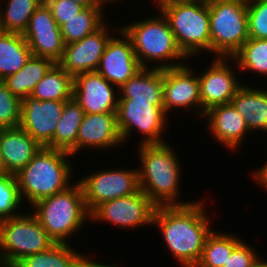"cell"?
Instances as JSON below:
<instances>
[{
    "label": "cell",
    "mask_w": 267,
    "mask_h": 267,
    "mask_svg": "<svg viewBox=\"0 0 267 267\" xmlns=\"http://www.w3.org/2000/svg\"><path fill=\"white\" fill-rule=\"evenodd\" d=\"M205 205V206H204ZM204 199L186 205L157 206L153 224L160 229L170 254L182 267H195L212 232Z\"/></svg>",
    "instance_id": "obj_1"
},
{
    "label": "cell",
    "mask_w": 267,
    "mask_h": 267,
    "mask_svg": "<svg viewBox=\"0 0 267 267\" xmlns=\"http://www.w3.org/2000/svg\"><path fill=\"white\" fill-rule=\"evenodd\" d=\"M137 147L139 188L156 206L186 205L194 201L179 199L182 163L168 142L137 144Z\"/></svg>",
    "instance_id": "obj_2"
},
{
    "label": "cell",
    "mask_w": 267,
    "mask_h": 267,
    "mask_svg": "<svg viewBox=\"0 0 267 267\" xmlns=\"http://www.w3.org/2000/svg\"><path fill=\"white\" fill-rule=\"evenodd\" d=\"M157 13L160 16L130 22L120 29L130 39L142 68L163 70L185 65L182 60L187 57L179 49L167 19L161 12Z\"/></svg>",
    "instance_id": "obj_3"
},
{
    "label": "cell",
    "mask_w": 267,
    "mask_h": 267,
    "mask_svg": "<svg viewBox=\"0 0 267 267\" xmlns=\"http://www.w3.org/2000/svg\"><path fill=\"white\" fill-rule=\"evenodd\" d=\"M69 157L72 155L68 152L41 147L32 160L16 174L22 202L32 206L37 201L70 187L74 168L67 160Z\"/></svg>",
    "instance_id": "obj_4"
},
{
    "label": "cell",
    "mask_w": 267,
    "mask_h": 267,
    "mask_svg": "<svg viewBox=\"0 0 267 267\" xmlns=\"http://www.w3.org/2000/svg\"><path fill=\"white\" fill-rule=\"evenodd\" d=\"M74 182L66 190L31 206L34 209L32 213L55 243H69L70 236L75 235L90 220L81 186L77 181Z\"/></svg>",
    "instance_id": "obj_5"
},
{
    "label": "cell",
    "mask_w": 267,
    "mask_h": 267,
    "mask_svg": "<svg viewBox=\"0 0 267 267\" xmlns=\"http://www.w3.org/2000/svg\"><path fill=\"white\" fill-rule=\"evenodd\" d=\"M157 9L167 19L179 49L188 60L201 56V52L203 55V51L211 55L208 4L162 0Z\"/></svg>",
    "instance_id": "obj_6"
},
{
    "label": "cell",
    "mask_w": 267,
    "mask_h": 267,
    "mask_svg": "<svg viewBox=\"0 0 267 267\" xmlns=\"http://www.w3.org/2000/svg\"><path fill=\"white\" fill-rule=\"evenodd\" d=\"M26 213L0 220V267H14L24 257L55 243L36 216Z\"/></svg>",
    "instance_id": "obj_7"
},
{
    "label": "cell",
    "mask_w": 267,
    "mask_h": 267,
    "mask_svg": "<svg viewBox=\"0 0 267 267\" xmlns=\"http://www.w3.org/2000/svg\"><path fill=\"white\" fill-rule=\"evenodd\" d=\"M208 9L211 54L232 58L249 38L247 0H212Z\"/></svg>",
    "instance_id": "obj_8"
},
{
    "label": "cell",
    "mask_w": 267,
    "mask_h": 267,
    "mask_svg": "<svg viewBox=\"0 0 267 267\" xmlns=\"http://www.w3.org/2000/svg\"><path fill=\"white\" fill-rule=\"evenodd\" d=\"M167 116L163 101H133V98H119L116 119L123 143L128 142L133 131L141 133L139 145L167 143L162 138L167 127ZM132 132V133H131Z\"/></svg>",
    "instance_id": "obj_9"
},
{
    "label": "cell",
    "mask_w": 267,
    "mask_h": 267,
    "mask_svg": "<svg viewBox=\"0 0 267 267\" xmlns=\"http://www.w3.org/2000/svg\"><path fill=\"white\" fill-rule=\"evenodd\" d=\"M92 173L77 179L89 213L103 202L131 195L140 189L138 168L102 169Z\"/></svg>",
    "instance_id": "obj_10"
},
{
    "label": "cell",
    "mask_w": 267,
    "mask_h": 267,
    "mask_svg": "<svg viewBox=\"0 0 267 267\" xmlns=\"http://www.w3.org/2000/svg\"><path fill=\"white\" fill-rule=\"evenodd\" d=\"M157 206L139 189L136 193L109 200L90 213V221H103L129 230L144 225L153 226Z\"/></svg>",
    "instance_id": "obj_11"
},
{
    "label": "cell",
    "mask_w": 267,
    "mask_h": 267,
    "mask_svg": "<svg viewBox=\"0 0 267 267\" xmlns=\"http://www.w3.org/2000/svg\"><path fill=\"white\" fill-rule=\"evenodd\" d=\"M211 61L212 63L207 70L205 69L201 74L197 73L201 100V118L211 107L231 103L235 93L244 84L236 76L240 72L235 73V71L239 70H233L234 68H232L237 66L233 58L215 57ZM228 62H234V65L230 66Z\"/></svg>",
    "instance_id": "obj_12"
},
{
    "label": "cell",
    "mask_w": 267,
    "mask_h": 267,
    "mask_svg": "<svg viewBox=\"0 0 267 267\" xmlns=\"http://www.w3.org/2000/svg\"><path fill=\"white\" fill-rule=\"evenodd\" d=\"M190 64L163 69V107L168 116L173 109L184 108L201 117L198 75ZM195 73V74H194Z\"/></svg>",
    "instance_id": "obj_13"
},
{
    "label": "cell",
    "mask_w": 267,
    "mask_h": 267,
    "mask_svg": "<svg viewBox=\"0 0 267 267\" xmlns=\"http://www.w3.org/2000/svg\"><path fill=\"white\" fill-rule=\"evenodd\" d=\"M104 23L98 30L80 41L66 44L58 64L73 78L81 73L96 71L109 40L114 36Z\"/></svg>",
    "instance_id": "obj_14"
},
{
    "label": "cell",
    "mask_w": 267,
    "mask_h": 267,
    "mask_svg": "<svg viewBox=\"0 0 267 267\" xmlns=\"http://www.w3.org/2000/svg\"><path fill=\"white\" fill-rule=\"evenodd\" d=\"M65 101L44 100L29 95L21 100L20 127L41 147L53 140Z\"/></svg>",
    "instance_id": "obj_15"
},
{
    "label": "cell",
    "mask_w": 267,
    "mask_h": 267,
    "mask_svg": "<svg viewBox=\"0 0 267 267\" xmlns=\"http://www.w3.org/2000/svg\"><path fill=\"white\" fill-rule=\"evenodd\" d=\"M23 37L30 47L32 55L49 58L54 63L61 60L65 44L60 27L45 3L33 12Z\"/></svg>",
    "instance_id": "obj_16"
},
{
    "label": "cell",
    "mask_w": 267,
    "mask_h": 267,
    "mask_svg": "<svg viewBox=\"0 0 267 267\" xmlns=\"http://www.w3.org/2000/svg\"><path fill=\"white\" fill-rule=\"evenodd\" d=\"M117 28H114V32L119 36L115 34L109 40L96 71L119 89L142 67L130 39L120 29V25Z\"/></svg>",
    "instance_id": "obj_17"
},
{
    "label": "cell",
    "mask_w": 267,
    "mask_h": 267,
    "mask_svg": "<svg viewBox=\"0 0 267 267\" xmlns=\"http://www.w3.org/2000/svg\"><path fill=\"white\" fill-rule=\"evenodd\" d=\"M117 93L119 89L97 71L81 73L73 78V97L84 113L116 112Z\"/></svg>",
    "instance_id": "obj_18"
},
{
    "label": "cell",
    "mask_w": 267,
    "mask_h": 267,
    "mask_svg": "<svg viewBox=\"0 0 267 267\" xmlns=\"http://www.w3.org/2000/svg\"><path fill=\"white\" fill-rule=\"evenodd\" d=\"M121 143L116 112L84 114L77 133V153L86 148L111 150Z\"/></svg>",
    "instance_id": "obj_19"
},
{
    "label": "cell",
    "mask_w": 267,
    "mask_h": 267,
    "mask_svg": "<svg viewBox=\"0 0 267 267\" xmlns=\"http://www.w3.org/2000/svg\"><path fill=\"white\" fill-rule=\"evenodd\" d=\"M212 136L229 150L236 151L249 135L244 118L229 104L216 105L208 109L203 117Z\"/></svg>",
    "instance_id": "obj_20"
},
{
    "label": "cell",
    "mask_w": 267,
    "mask_h": 267,
    "mask_svg": "<svg viewBox=\"0 0 267 267\" xmlns=\"http://www.w3.org/2000/svg\"><path fill=\"white\" fill-rule=\"evenodd\" d=\"M41 149L20 126L0 129V162L3 174H17Z\"/></svg>",
    "instance_id": "obj_21"
},
{
    "label": "cell",
    "mask_w": 267,
    "mask_h": 267,
    "mask_svg": "<svg viewBox=\"0 0 267 267\" xmlns=\"http://www.w3.org/2000/svg\"><path fill=\"white\" fill-rule=\"evenodd\" d=\"M70 245L54 243L47 250L24 257L14 267H118L91 260Z\"/></svg>",
    "instance_id": "obj_22"
},
{
    "label": "cell",
    "mask_w": 267,
    "mask_h": 267,
    "mask_svg": "<svg viewBox=\"0 0 267 267\" xmlns=\"http://www.w3.org/2000/svg\"><path fill=\"white\" fill-rule=\"evenodd\" d=\"M231 104L244 118L250 132H267V89L244 83L235 93Z\"/></svg>",
    "instance_id": "obj_23"
},
{
    "label": "cell",
    "mask_w": 267,
    "mask_h": 267,
    "mask_svg": "<svg viewBox=\"0 0 267 267\" xmlns=\"http://www.w3.org/2000/svg\"><path fill=\"white\" fill-rule=\"evenodd\" d=\"M84 110L74 97L65 101L52 142L47 146L69 154H77V133L84 117Z\"/></svg>",
    "instance_id": "obj_24"
},
{
    "label": "cell",
    "mask_w": 267,
    "mask_h": 267,
    "mask_svg": "<svg viewBox=\"0 0 267 267\" xmlns=\"http://www.w3.org/2000/svg\"><path fill=\"white\" fill-rule=\"evenodd\" d=\"M119 98H133V101H163V70L142 68L119 88Z\"/></svg>",
    "instance_id": "obj_25"
},
{
    "label": "cell",
    "mask_w": 267,
    "mask_h": 267,
    "mask_svg": "<svg viewBox=\"0 0 267 267\" xmlns=\"http://www.w3.org/2000/svg\"><path fill=\"white\" fill-rule=\"evenodd\" d=\"M54 64L49 58L31 55L18 72L7 76L2 82L13 95L22 100L31 95L36 84Z\"/></svg>",
    "instance_id": "obj_26"
},
{
    "label": "cell",
    "mask_w": 267,
    "mask_h": 267,
    "mask_svg": "<svg viewBox=\"0 0 267 267\" xmlns=\"http://www.w3.org/2000/svg\"><path fill=\"white\" fill-rule=\"evenodd\" d=\"M31 55L23 34L0 31V81L18 72Z\"/></svg>",
    "instance_id": "obj_27"
},
{
    "label": "cell",
    "mask_w": 267,
    "mask_h": 267,
    "mask_svg": "<svg viewBox=\"0 0 267 267\" xmlns=\"http://www.w3.org/2000/svg\"><path fill=\"white\" fill-rule=\"evenodd\" d=\"M31 96L41 101H67L73 97V77L55 63L36 84Z\"/></svg>",
    "instance_id": "obj_28"
},
{
    "label": "cell",
    "mask_w": 267,
    "mask_h": 267,
    "mask_svg": "<svg viewBox=\"0 0 267 267\" xmlns=\"http://www.w3.org/2000/svg\"><path fill=\"white\" fill-rule=\"evenodd\" d=\"M242 241L240 235L238 237L236 234L212 229L206 238L201 259L195 267H223L228 256Z\"/></svg>",
    "instance_id": "obj_29"
},
{
    "label": "cell",
    "mask_w": 267,
    "mask_h": 267,
    "mask_svg": "<svg viewBox=\"0 0 267 267\" xmlns=\"http://www.w3.org/2000/svg\"><path fill=\"white\" fill-rule=\"evenodd\" d=\"M3 1H0V31L17 34L26 31L33 12L44 3V0H5L4 7Z\"/></svg>",
    "instance_id": "obj_30"
},
{
    "label": "cell",
    "mask_w": 267,
    "mask_h": 267,
    "mask_svg": "<svg viewBox=\"0 0 267 267\" xmlns=\"http://www.w3.org/2000/svg\"><path fill=\"white\" fill-rule=\"evenodd\" d=\"M104 8H84L60 26L64 44L80 41L98 30L106 21Z\"/></svg>",
    "instance_id": "obj_31"
},
{
    "label": "cell",
    "mask_w": 267,
    "mask_h": 267,
    "mask_svg": "<svg viewBox=\"0 0 267 267\" xmlns=\"http://www.w3.org/2000/svg\"><path fill=\"white\" fill-rule=\"evenodd\" d=\"M232 58L239 71L267 77V39L248 38Z\"/></svg>",
    "instance_id": "obj_32"
},
{
    "label": "cell",
    "mask_w": 267,
    "mask_h": 267,
    "mask_svg": "<svg viewBox=\"0 0 267 267\" xmlns=\"http://www.w3.org/2000/svg\"><path fill=\"white\" fill-rule=\"evenodd\" d=\"M22 203L15 174L0 175V220L21 214ZM20 207V208H19ZM19 211V212H17Z\"/></svg>",
    "instance_id": "obj_33"
},
{
    "label": "cell",
    "mask_w": 267,
    "mask_h": 267,
    "mask_svg": "<svg viewBox=\"0 0 267 267\" xmlns=\"http://www.w3.org/2000/svg\"><path fill=\"white\" fill-rule=\"evenodd\" d=\"M21 110V100L0 81V129L18 127Z\"/></svg>",
    "instance_id": "obj_34"
},
{
    "label": "cell",
    "mask_w": 267,
    "mask_h": 267,
    "mask_svg": "<svg viewBox=\"0 0 267 267\" xmlns=\"http://www.w3.org/2000/svg\"><path fill=\"white\" fill-rule=\"evenodd\" d=\"M248 37L267 39V0H247Z\"/></svg>",
    "instance_id": "obj_35"
},
{
    "label": "cell",
    "mask_w": 267,
    "mask_h": 267,
    "mask_svg": "<svg viewBox=\"0 0 267 267\" xmlns=\"http://www.w3.org/2000/svg\"><path fill=\"white\" fill-rule=\"evenodd\" d=\"M262 259L251 245L242 241L228 256L223 267H254Z\"/></svg>",
    "instance_id": "obj_36"
},
{
    "label": "cell",
    "mask_w": 267,
    "mask_h": 267,
    "mask_svg": "<svg viewBox=\"0 0 267 267\" xmlns=\"http://www.w3.org/2000/svg\"><path fill=\"white\" fill-rule=\"evenodd\" d=\"M46 6L50 9L51 14L60 27L66 20L71 19L84 7L74 0H44Z\"/></svg>",
    "instance_id": "obj_37"
},
{
    "label": "cell",
    "mask_w": 267,
    "mask_h": 267,
    "mask_svg": "<svg viewBox=\"0 0 267 267\" xmlns=\"http://www.w3.org/2000/svg\"><path fill=\"white\" fill-rule=\"evenodd\" d=\"M263 166H259V169H254V173H252L253 180L255 179V183L259 184L264 190L267 191V161ZM254 176V177H253Z\"/></svg>",
    "instance_id": "obj_38"
},
{
    "label": "cell",
    "mask_w": 267,
    "mask_h": 267,
    "mask_svg": "<svg viewBox=\"0 0 267 267\" xmlns=\"http://www.w3.org/2000/svg\"><path fill=\"white\" fill-rule=\"evenodd\" d=\"M84 8H105L106 3L103 0H74Z\"/></svg>",
    "instance_id": "obj_39"
},
{
    "label": "cell",
    "mask_w": 267,
    "mask_h": 267,
    "mask_svg": "<svg viewBox=\"0 0 267 267\" xmlns=\"http://www.w3.org/2000/svg\"><path fill=\"white\" fill-rule=\"evenodd\" d=\"M179 1H181V2H201V3L208 4L212 0H179Z\"/></svg>",
    "instance_id": "obj_40"
},
{
    "label": "cell",
    "mask_w": 267,
    "mask_h": 267,
    "mask_svg": "<svg viewBox=\"0 0 267 267\" xmlns=\"http://www.w3.org/2000/svg\"><path fill=\"white\" fill-rule=\"evenodd\" d=\"M254 267H267V261L265 259H262L256 266Z\"/></svg>",
    "instance_id": "obj_41"
},
{
    "label": "cell",
    "mask_w": 267,
    "mask_h": 267,
    "mask_svg": "<svg viewBox=\"0 0 267 267\" xmlns=\"http://www.w3.org/2000/svg\"><path fill=\"white\" fill-rule=\"evenodd\" d=\"M106 4H107V6H108V3L109 4H113V2L115 3H117V2H120V1H122V0H120V1H118V0H103Z\"/></svg>",
    "instance_id": "obj_42"
},
{
    "label": "cell",
    "mask_w": 267,
    "mask_h": 267,
    "mask_svg": "<svg viewBox=\"0 0 267 267\" xmlns=\"http://www.w3.org/2000/svg\"><path fill=\"white\" fill-rule=\"evenodd\" d=\"M160 1H162V0H154V1H152V4L154 3L155 5L157 4V3H159Z\"/></svg>",
    "instance_id": "obj_43"
},
{
    "label": "cell",
    "mask_w": 267,
    "mask_h": 267,
    "mask_svg": "<svg viewBox=\"0 0 267 267\" xmlns=\"http://www.w3.org/2000/svg\"><path fill=\"white\" fill-rule=\"evenodd\" d=\"M1 174H3V172H2L1 162H0V175Z\"/></svg>",
    "instance_id": "obj_44"
}]
</instances>
